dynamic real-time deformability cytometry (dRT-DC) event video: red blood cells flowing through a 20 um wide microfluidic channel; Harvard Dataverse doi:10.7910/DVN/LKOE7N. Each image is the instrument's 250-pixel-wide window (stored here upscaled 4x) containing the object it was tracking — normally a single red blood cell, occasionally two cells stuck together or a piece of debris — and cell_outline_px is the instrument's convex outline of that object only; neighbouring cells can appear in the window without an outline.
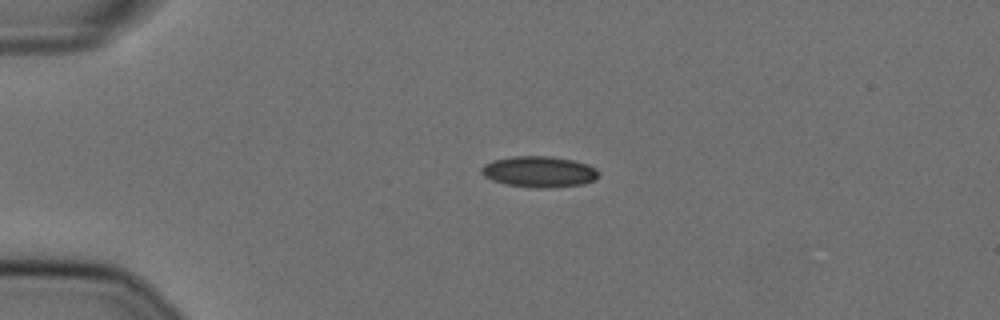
{"species": "Egyptian fruit bat (a non-hibernating species)", "species_latin": "Rousettus aegyptiacus", "temperature_condition": "cold", "stored_images_in_passage": 44, "camera_frame_rate_fps": 3000, "um_per_image_px": 0.085, "animal": {"sex": "female"}, "frame": {"image": 1, "passage_image": 1, "time_ms": 0.0, "image_size_px": [1000, 320], "cell_outline_px": [[596, 180], [584, 184], [552, 188], [536, 188], [504, 184], [492, 180], [484, 176], [480, 172], [480, 168], [484, 164], [492, 160], [512, 156], [552, 156], [572, 160], [588, 164], [596, 168]], "centroid_in_image_um": [45.79, 14.6], "position_along_channel_um": 39.2, "area_um2": 21.39}}
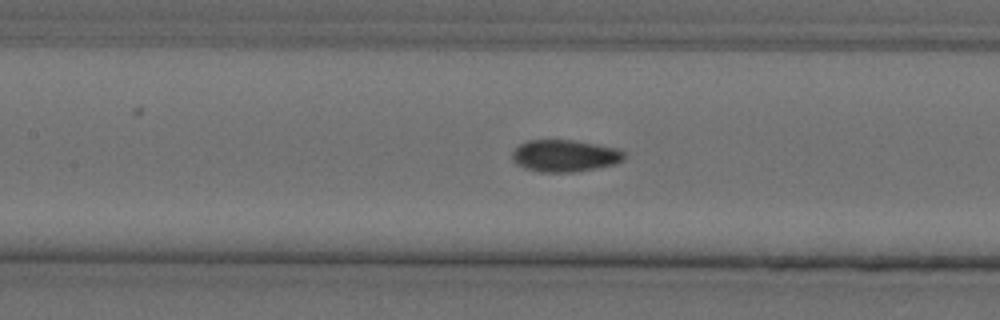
{"frame": {"image": 2, "passage_image": 14, "time_ms": 4.333, "image_size_px": [1000, 320], "cell_outline_px": [[624, 160], [616, 164], [572, 172], [540, 172], [524, 168], [516, 164], [512, 160], [512, 152], [520, 144], [528, 140], [572, 140], [596, 144], [616, 148], [624, 152]], "centroid_in_image_um": [47.98, 13.24], "position_along_channel_um": 159.4, "area_um2": 20.81}}
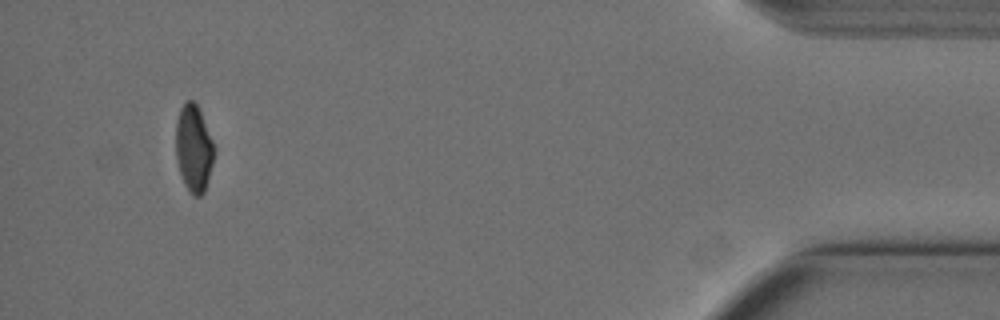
{"frame": {"image": 3, "passage_image": 41, "time_ms": 13.333, "image_size_px": [1000, 320], "cell_outline_px": [[216, 148], [208, 180], [204, 192], [200, 196], [192, 196], [188, 192], [184, 184], [180, 172], [176, 156], [176, 120], [180, 108], [188, 100], [192, 100], [196, 104], [200, 112]], "centroid_in_image_um": [16.47, 12.64], "position_along_channel_um": 418.7, "area_um2": 19.42}, "authors_computed_cell_mechanics": {"area_um2": 20.8947, "velocity_mm_per_s": 3.6097, "shape_relaxation_time_tau1_ms": null, "shape_relaxation_time_tau2_ms": 2.5552, "deformation_change_tau1": null, "deformation_change_tau2": 0.0484}}